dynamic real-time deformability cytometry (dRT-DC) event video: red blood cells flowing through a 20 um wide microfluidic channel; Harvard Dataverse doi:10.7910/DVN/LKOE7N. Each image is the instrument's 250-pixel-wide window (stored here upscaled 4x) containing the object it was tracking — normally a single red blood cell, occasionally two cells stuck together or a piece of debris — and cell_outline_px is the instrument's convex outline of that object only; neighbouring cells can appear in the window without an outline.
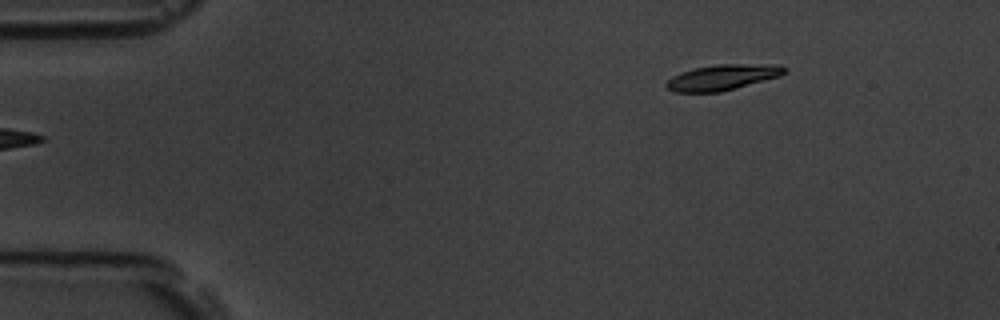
{"species": "common noctule bat (a hibernating species)", "species_latin": "Nyctalus noctula", "temperature_condition": "room temperature", "stored_images_in_passage": 3, "camera_frame_rate_fps": 3000, "um_per_image_px": 0.085, "animal": {"sex": "male", "body_mass_g": 19.5, "forearm_length_mm": 54.6}, "frame": {"image": 1, "passage_image": 1, "time_ms": 0.0, "image_size_px": [1000, 320], "cell_outline_px": [[788, 68], [780, 76], [720, 92], [676, 92], [668, 88], [664, 84], [672, 76], [680, 72], [696, 68], [716, 64], [780, 64]], "centroid_in_image_um": [61.43, 6.56], "position_along_channel_um": 23.6, "area_um2": 17.57}}